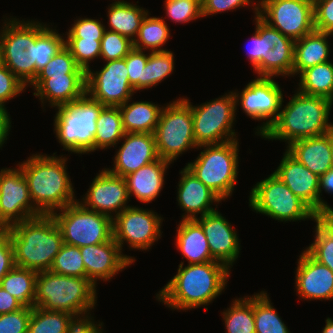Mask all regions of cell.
<instances>
[{"label":"cell","mask_w":333,"mask_h":333,"mask_svg":"<svg viewBox=\"0 0 333 333\" xmlns=\"http://www.w3.org/2000/svg\"><path fill=\"white\" fill-rule=\"evenodd\" d=\"M183 265L179 264L177 274L156 295L158 301L173 310L208 306L224 291L231 274L217 261Z\"/></svg>","instance_id":"1"},{"label":"cell","mask_w":333,"mask_h":333,"mask_svg":"<svg viewBox=\"0 0 333 333\" xmlns=\"http://www.w3.org/2000/svg\"><path fill=\"white\" fill-rule=\"evenodd\" d=\"M55 154L36 153L17 164L27 180L31 201L42 215H52L78 201L66 170L68 158Z\"/></svg>","instance_id":"2"},{"label":"cell","mask_w":333,"mask_h":333,"mask_svg":"<svg viewBox=\"0 0 333 333\" xmlns=\"http://www.w3.org/2000/svg\"><path fill=\"white\" fill-rule=\"evenodd\" d=\"M5 230L13 246L15 265L36 272L50 270L64 244L61 229L52 215L33 217Z\"/></svg>","instance_id":"3"},{"label":"cell","mask_w":333,"mask_h":333,"mask_svg":"<svg viewBox=\"0 0 333 333\" xmlns=\"http://www.w3.org/2000/svg\"><path fill=\"white\" fill-rule=\"evenodd\" d=\"M295 91L283 109L281 104L277 119L261 138L283 140L290 145L299 139L326 134L333 128L329 120L333 105L331 100Z\"/></svg>","instance_id":"4"},{"label":"cell","mask_w":333,"mask_h":333,"mask_svg":"<svg viewBox=\"0 0 333 333\" xmlns=\"http://www.w3.org/2000/svg\"><path fill=\"white\" fill-rule=\"evenodd\" d=\"M96 287L86 277L40 271L36 278L34 306L72 315L88 313L97 303Z\"/></svg>","instance_id":"5"},{"label":"cell","mask_w":333,"mask_h":333,"mask_svg":"<svg viewBox=\"0 0 333 333\" xmlns=\"http://www.w3.org/2000/svg\"><path fill=\"white\" fill-rule=\"evenodd\" d=\"M104 107L87 93L74 102L56 107L54 133L63 150L80 155L94 152L96 121Z\"/></svg>","instance_id":"6"},{"label":"cell","mask_w":333,"mask_h":333,"mask_svg":"<svg viewBox=\"0 0 333 333\" xmlns=\"http://www.w3.org/2000/svg\"><path fill=\"white\" fill-rule=\"evenodd\" d=\"M203 149L194 162L186 168L208 188L225 201L235 190L239 164V142L237 139L211 145H200Z\"/></svg>","instance_id":"7"},{"label":"cell","mask_w":333,"mask_h":333,"mask_svg":"<svg viewBox=\"0 0 333 333\" xmlns=\"http://www.w3.org/2000/svg\"><path fill=\"white\" fill-rule=\"evenodd\" d=\"M153 134L159 158L170 163L189 149L199 147L193 132L191 106L182 97L163 106Z\"/></svg>","instance_id":"8"},{"label":"cell","mask_w":333,"mask_h":333,"mask_svg":"<svg viewBox=\"0 0 333 333\" xmlns=\"http://www.w3.org/2000/svg\"><path fill=\"white\" fill-rule=\"evenodd\" d=\"M249 206L256 213L272 219L288 222L311 219L319 216L282 182L274 173L257 182L251 189Z\"/></svg>","instance_id":"9"},{"label":"cell","mask_w":333,"mask_h":333,"mask_svg":"<svg viewBox=\"0 0 333 333\" xmlns=\"http://www.w3.org/2000/svg\"><path fill=\"white\" fill-rule=\"evenodd\" d=\"M226 94V95H225ZM194 106H191L195 142L200 145L222 144L237 138L233 124L236 120V101L233 91Z\"/></svg>","instance_id":"10"},{"label":"cell","mask_w":333,"mask_h":333,"mask_svg":"<svg viewBox=\"0 0 333 333\" xmlns=\"http://www.w3.org/2000/svg\"><path fill=\"white\" fill-rule=\"evenodd\" d=\"M47 27L39 21L6 18L0 30L2 63L26 86L36 78V66L31 62L27 48Z\"/></svg>","instance_id":"11"},{"label":"cell","mask_w":333,"mask_h":333,"mask_svg":"<svg viewBox=\"0 0 333 333\" xmlns=\"http://www.w3.org/2000/svg\"><path fill=\"white\" fill-rule=\"evenodd\" d=\"M58 211L52 216L61 229L64 244L81 248L113 238V219L105 214L88 210L78 201Z\"/></svg>","instance_id":"12"},{"label":"cell","mask_w":333,"mask_h":333,"mask_svg":"<svg viewBox=\"0 0 333 333\" xmlns=\"http://www.w3.org/2000/svg\"><path fill=\"white\" fill-rule=\"evenodd\" d=\"M254 20L258 77L293 76L295 41L269 26L259 16H255Z\"/></svg>","instance_id":"13"},{"label":"cell","mask_w":333,"mask_h":333,"mask_svg":"<svg viewBox=\"0 0 333 333\" xmlns=\"http://www.w3.org/2000/svg\"><path fill=\"white\" fill-rule=\"evenodd\" d=\"M258 16L294 41L315 30L313 0H259Z\"/></svg>","instance_id":"14"},{"label":"cell","mask_w":333,"mask_h":333,"mask_svg":"<svg viewBox=\"0 0 333 333\" xmlns=\"http://www.w3.org/2000/svg\"><path fill=\"white\" fill-rule=\"evenodd\" d=\"M162 222L157 212L131 205L114 217L113 238L121 251L126 242L131 249L146 251L162 237Z\"/></svg>","instance_id":"15"},{"label":"cell","mask_w":333,"mask_h":333,"mask_svg":"<svg viewBox=\"0 0 333 333\" xmlns=\"http://www.w3.org/2000/svg\"><path fill=\"white\" fill-rule=\"evenodd\" d=\"M274 78L258 77L250 81L242 92L233 91L236 106L241 105L244 113L253 120H260L262 125L255 128V135L261 136L277 119L281 104H283V92Z\"/></svg>","instance_id":"16"},{"label":"cell","mask_w":333,"mask_h":333,"mask_svg":"<svg viewBox=\"0 0 333 333\" xmlns=\"http://www.w3.org/2000/svg\"><path fill=\"white\" fill-rule=\"evenodd\" d=\"M16 167L0 171V229L42 215L31 201L22 170Z\"/></svg>","instance_id":"17"},{"label":"cell","mask_w":333,"mask_h":333,"mask_svg":"<svg viewBox=\"0 0 333 333\" xmlns=\"http://www.w3.org/2000/svg\"><path fill=\"white\" fill-rule=\"evenodd\" d=\"M86 93L105 106H120L135 93L125 59L106 61L100 71L86 72Z\"/></svg>","instance_id":"18"},{"label":"cell","mask_w":333,"mask_h":333,"mask_svg":"<svg viewBox=\"0 0 333 333\" xmlns=\"http://www.w3.org/2000/svg\"><path fill=\"white\" fill-rule=\"evenodd\" d=\"M99 172L81 199L83 201L78 200V202L88 210L105 214L114 219L130 206H127L130 198L126 181L122 176L114 175L106 168Z\"/></svg>","instance_id":"19"},{"label":"cell","mask_w":333,"mask_h":333,"mask_svg":"<svg viewBox=\"0 0 333 333\" xmlns=\"http://www.w3.org/2000/svg\"><path fill=\"white\" fill-rule=\"evenodd\" d=\"M85 266L86 278L95 286L98 280L108 281L136 260L124 255L114 238L101 243L80 248Z\"/></svg>","instance_id":"20"},{"label":"cell","mask_w":333,"mask_h":333,"mask_svg":"<svg viewBox=\"0 0 333 333\" xmlns=\"http://www.w3.org/2000/svg\"><path fill=\"white\" fill-rule=\"evenodd\" d=\"M203 228L213 259L231 269L240 254L236 230L218 210L195 219Z\"/></svg>","instance_id":"21"},{"label":"cell","mask_w":333,"mask_h":333,"mask_svg":"<svg viewBox=\"0 0 333 333\" xmlns=\"http://www.w3.org/2000/svg\"><path fill=\"white\" fill-rule=\"evenodd\" d=\"M295 283L300 299H333V271L303 250L297 262Z\"/></svg>","instance_id":"22"},{"label":"cell","mask_w":333,"mask_h":333,"mask_svg":"<svg viewBox=\"0 0 333 333\" xmlns=\"http://www.w3.org/2000/svg\"><path fill=\"white\" fill-rule=\"evenodd\" d=\"M110 173L123 178L159 159L153 133H125Z\"/></svg>","instance_id":"23"},{"label":"cell","mask_w":333,"mask_h":333,"mask_svg":"<svg viewBox=\"0 0 333 333\" xmlns=\"http://www.w3.org/2000/svg\"><path fill=\"white\" fill-rule=\"evenodd\" d=\"M273 173L319 216V176L306 168L287 150Z\"/></svg>","instance_id":"24"},{"label":"cell","mask_w":333,"mask_h":333,"mask_svg":"<svg viewBox=\"0 0 333 333\" xmlns=\"http://www.w3.org/2000/svg\"><path fill=\"white\" fill-rule=\"evenodd\" d=\"M181 177L178 183L177 202L182 211L183 220H193L214 212L217 209L212 205L215 202L220 203L222 199L208 188L202 181L184 167L180 171Z\"/></svg>","instance_id":"25"},{"label":"cell","mask_w":333,"mask_h":333,"mask_svg":"<svg viewBox=\"0 0 333 333\" xmlns=\"http://www.w3.org/2000/svg\"><path fill=\"white\" fill-rule=\"evenodd\" d=\"M33 95L50 107H59L76 101L86 93V74H58L48 79H34L30 84Z\"/></svg>","instance_id":"26"},{"label":"cell","mask_w":333,"mask_h":333,"mask_svg":"<svg viewBox=\"0 0 333 333\" xmlns=\"http://www.w3.org/2000/svg\"><path fill=\"white\" fill-rule=\"evenodd\" d=\"M170 164L159 158L125 176L129 198L134 195L139 202L147 204L155 200L164 187L165 173Z\"/></svg>","instance_id":"27"},{"label":"cell","mask_w":333,"mask_h":333,"mask_svg":"<svg viewBox=\"0 0 333 333\" xmlns=\"http://www.w3.org/2000/svg\"><path fill=\"white\" fill-rule=\"evenodd\" d=\"M286 148L285 150L319 177L331 169L330 131L293 141Z\"/></svg>","instance_id":"28"},{"label":"cell","mask_w":333,"mask_h":333,"mask_svg":"<svg viewBox=\"0 0 333 333\" xmlns=\"http://www.w3.org/2000/svg\"><path fill=\"white\" fill-rule=\"evenodd\" d=\"M176 228L175 245L188 264H201L215 261L211 255L203 228L195 220H181Z\"/></svg>","instance_id":"29"},{"label":"cell","mask_w":333,"mask_h":333,"mask_svg":"<svg viewBox=\"0 0 333 333\" xmlns=\"http://www.w3.org/2000/svg\"><path fill=\"white\" fill-rule=\"evenodd\" d=\"M333 36L314 30L294 43L293 77L303 70L329 60L330 45L328 38Z\"/></svg>","instance_id":"30"},{"label":"cell","mask_w":333,"mask_h":333,"mask_svg":"<svg viewBox=\"0 0 333 333\" xmlns=\"http://www.w3.org/2000/svg\"><path fill=\"white\" fill-rule=\"evenodd\" d=\"M130 101L119 106L125 133H154L163 106L149 101Z\"/></svg>","instance_id":"31"},{"label":"cell","mask_w":333,"mask_h":333,"mask_svg":"<svg viewBox=\"0 0 333 333\" xmlns=\"http://www.w3.org/2000/svg\"><path fill=\"white\" fill-rule=\"evenodd\" d=\"M108 7L109 31L117 32L133 41L138 34L141 22L149 11L124 0H115Z\"/></svg>","instance_id":"32"},{"label":"cell","mask_w":333,"mask_h":333,"mask_svg":"<svg viewBox=\"0 0 333 333\" xmlns=\"http://www.w3.org/2000/svg\"><path fill=\"white\" fill-rule=\"evenodd\" d=\"M298 76L297 90L303 94L320 96L333 102V63L327 61L303 70Z\"/></svg>","instance_id":"33"},{"label":"cell","mask_w":333,"mask_h":333,"mask_svg":"<svg viewBox=\"0 0 333 333\" xmlns=\"http://www.w3.org/2000/svg\"><path fill=\"white\" fill-rule=\"evenodd\" d=\"M94 152L116 146L121 142L125 131L119 106H105L96 121Z\"/></svg>","instance_id":"34"},{"label":"cell","mask_w":333,"mask_h":333,"mask_svg":"<svg viewBox=\"0 0 333 333\" xmlns=\"http://www.w3.org/2000/svg\"><path fill=\"white\" fill-rule=\"evenodd\" d=\"M37 274L35 270L15 265L2 279L0 286L24 307H34Z\"/></svg>","instance_id":"35"},{"label":"cell","mask_w":333,"mask_h":333,"mask_svg":"<svg viewBox=\"0 0 333 333\" xmlns=\"http://www.w3.org/2000/svg\"><path fill=\"white\" fill-rule=\"evenodd\" d=\"M149 12L141 22L138 34L133 40V47L139 50L166 51L162 46L169 40L170 29L164 17H150Z\"/></svg>","instance_id":"36"},{"label":"cell","mask_w":333,"mask_h":333,"mask_svg":"<svg viewBox=\"0 0 333 333\" xmlns=\"http://www.w3.org/2000/svg\"><path fill=\"white\" fill-rule=\"evenodd\" d=\"M221 314L226 333H256L253 296L233 299L231 306Z\"/></svg>","instance_id":"37"},{"label":"cell","mask_w":333,"mask_h":333,"mask_svg":"<svg viewBox=\"0 0 333 333\" xmlns=\"http://www.w3.org/2000/svg\"><path fill=\"white\" fill-rule=\"evenodd\" d=\"M56 31L48 25L26 49L31 62L36 66V77L38 72L64 46V36Z\"/></svg>","instance_id":"38"},{"label":"cell","mask_w":333,"mask_h":333,"mask_svg":"<svg viewBox=\"0 0 333 333\" xmlns=\"http://www.w3.org/2000/svg\"><path fill=\"white\" fill-rule=\"evenodd\" d=\"M265 291L253 294L256 333H290Z\"/></svg>","instance_id":"39"},{"label":"cell","mask_w":333,"mask_h":333,"mask_svg":"<svg viewBox=\"0 0 333 333\" xmlns=\"http://www.w3.org/2000/svg\"><path fill=\"white\" fill-rule=\"evenodd\" d=\"M72 314L32 307L28 333H67Z\"/></svg>","instance_id":"40"},{"label":"cell","mask_w":333,"mask_h":333,"mask_svg":"<svg viewBox=\"0 0 333 333\" xmlns=\"http://www.w3.org/2000/svg\"><path fill=\"white\" fill-rule=\"evenodd\" d=\"M148 60L144 67L143 89L158 85L170 76L174 70V53L172 51H156L148 53Z\"/></svg>","instance_id":"41"},{"label":"cell","mask_w":333,"mask_h":333,"mask_svg":"<svg viewBox=\"0 0 333 333\" xmlns=\"http://www.w3.org/2000/svg\"><path fill=\"white\" fill-rule=\"evenodd\" d=\"M315 222V239L305 250L333 271V231L320 218Z\"/></svg>","instance_id":"42"},{"label":"cell","mask_w":333,"mask_h":333,"mask_svg":"<svg viewBox=\"0 0 333 333\" xmlns=\"http://www.w3.org/2000/svg\"><path fill=\"white\" fill-rule=\"evenodd\" d=\"M50 271L66 276L86 277L80 248L63 244L60 252L55 256Z\"/></svg>","instance_id":"43"},{"label":"cell","mask_w":333,"mask_h":333,"mask_svg":"<svg viewBox=\"0 0 333 333\" xmlns=\"http://www.w3.org/2000/svg\"><path fill=\"white\" fill-rule=\"evenodd\" d=\"M101 40L84 38H66L64 46L71 52L77 65L87 72L90 69V61L100 58Z\"/></svg>","instance_id":"44"},{"label":"cell","mask_w":333,"mask_h":333,"mask_svg":"<svg viewBox=\"0 0 333 333\" xmlns=\"http://www.w3.org/2000/svg\"><path fill=\"white\" fill-rule=\"evenodd\" d=\"M58 74H86L81 69L71 52L63 46L37 74L35 79H48Z\"/></svg>","instance_id":"45"},{"label":"cell","mask_w":333,"mask_h":333,"mask_svg":"<svg viewBox=\"0 0 333 333\" xmlns=\"http://www.w3.org/2000/svg\"><path fill=\"white\" fill-rule=\"evenodd\" d=\"M133 48L131 39L106 29L100 43V57L105 62L123 59Z\"/></svg>","instance_id":"46"},{"label":"cell","mask_w":333,"mask_h":333,"mask_svg":"<svg viewBox=\"0 0 333 333\" xmlns=\"http://www.w3.org/2000/svg\"><path fill=\"white\" fill-rule=\"evenodd\" d=\"M166 15L175 23H188L202 16V6L191 0H165Z\"/></svg>","instance_id":"47"},{"label":"cell","mask_w":333,"mask_h":333,"mask_svg":"<svg viewBox=\"0 0 333 333\" xmlns=\"http://www.w3.org/2000/svg\"><path fill=\"white\" fill-rule=\"evenodd\" d=\"M124 59L126 61L130 85L134 91L143 90V73L148 60V54H145L144 50L133 48Z\"/></svg>","instance_id":"48"},{"label":"cell","mask_w":333,"mask_h":333,"mask_svg":"<svg viewBox=\"0 0 333 333\" xmlns=\"http://www.w3.org/2000/svg\"><path fill=\"white\" fill-rule=\"evenodd\" d=\"M106 26L99 19L78 18L74 20L71 28L66 33V38H84L101 40Z\"/></svg>","instance_id":"49"},{"label":"cell","mask_w":333,"mask_h":333,"mask_svg":"<svg viewBox=\"0 0 333 333\" xmlns=\"http://www.w3.org/2000/svg\"><path fill=\"white\" fill-rule=\"evenodd\" d=\"M32 307L0 314V333H28V324L31 317Z\"/></svg>","instance_id":"50"},{"label":"cell","mask_w":333,"mask_h":333,"mask_svg":"<svg viewBox=\"0 0 333 333\" xmlns=\"http://www.w3.org/2000/svg\"><path fill=\"white\" fill-rule=\"evenodd\" d=\"M26 87L4 64L0 66V106L5 107L7 101L20 95Z\"/></svg>","instance_id":"51"},{"label":"cell","mask_w":333,"mask_h":333,"mask_svg":"<svg viewBox=\"0 0 333 333\" xmlns=\"http://www.w3.org/2000/svg\"><path fill=\"white\" fill-rule=\"evenodd\" d=\"M253 0H203L202 4V16H210L218 13H222L228 10H235L241 7L248 6L252 3V10L255 12V16L259 15V0L258 3L253 4Z\"/></svg>","instance_id":"52"},{"label":"cell","mask_w":333,"mask_h":333,"mask_svg":"<svg viewBox=\"0 0 333 333\" xmlns=\"http://www.w3.org/2000/svg\"><path fill=\"white\" fill-rule=\"evenodd\" d=\"M314 28L333 35V0H313Z\"/></svg>","instance_id":"53"},{"label":"cell","mask_w":333,"mask_h":333,"mask_svg":"<svg viewBox=\"0 0 333 333\" xmlns=\"http://www.w3.org/2000/svg\"><path fill=\"white\" fill-rule=\"evenodd\" d=\"M14 266V250L9 233L5 229H0V284Z\"/></svg>","instance_id":"54"},{"label":"cell","mask_w":333,"mask_h":333,"mask_svg":"<svg viewBox=\"0 0 333 333\" xmlns=\"http://www.w3.org/2000/svg\"><path fill=\"white\" fill-rule=\"evenodd\" d=\"M94 321L91 313L73 315L68 324L67 333H103V323Z\"/></svg>","instance_id":"55"},{"label":"cell","mask_w":333,"mask_h":333,"mask_svg":"<svg viewBox=\"0 0 333 333\" xmlns=\"http://www.w3.org/2000/svg\"><path fill=\"white\" fill-rule=\"evenodd\" d=\"M333 194V169L331 168L319 177V216L333 211L325 200L322 199V191Z\"/></svg>","instance_id":"56"},{"label":"cell","mask_w":333,"mask_h":333,"mask_svg":"<svg viewBox=\"0 0 333 333\" xmlns=\"http://www.w3.org/2000/svg\"><path fill=\"white\" fill-rule=\"evenodd\" d=\"M23 305L9 292L0 286V314H6L21 309Z\"/></svg>","instance_id":"57"},{"label":"cell","mask_w":333,"mask_h":333,"mask_svg":"<svg viewBox=\"0 0 333 333\" xmlns=\"http://www.w3.org/2000/svg\"><path fill=\"white\" fill-rule=\"evenodd\" d=\"M7 108L0 106V148L8 139L9 131L11 130V118L8 114Z\"/></svg>","instance_id":"58"},{"label":"cell","mask_w":333,"mask_h":333,"mask_svg":"<svg viewBox=\"0 0 333 333\" xmlns=\"http://www.w3.org/2000/svg\"><path fill=\"white\" fill-rule=\"evenodd\" d=\"M249 45H251V46L247 47L248 48L247 55L249 57L253 70L257 74V32L256 31L253 34V36L251 37Z\"/></svg>","instance_id":"59"},{"label":"cell","mask_w":333,"mask_h":333,"mask_svg":"<svg viewBox=\"0 0 333 333\" xmlns=\"http://www.w3.org/2000/svg\"><path fill=\"white\" fill-rule=\"evenodd\" d=\"M319 218L333 231V211H328Z\"/></svg>","instance_id":"60"},{"label":"cell","mask_w":333,"mask_h":333,"mask_svg":"<svg viewBox=\"0 0 333 333\" xmlns=\"http://www.w3.org/2000/svg\"><path fill=\"white\" fill-rule=\"evenodd\" d=\"M322 333H333V320L332 318L326 319V325L324 326Z\"/></svg>","instance_id":"61"},{"label":"cell","mask_w":333,"mask_h":333,"mask_svg":"<svg viewBox=\"0 0 333 333\" xmlns=\"http://www.w3.org/2000/svg\"><path fill=\"white\" fill-rule=\"evenodd\" d=\"M330 152H331V168L333 169V128L330 130Z\"/></svg>","instance_id":"62"},{"label":"cell","mask_w":333,"mask_h":333,"mask_svg":"<svg viewBox=\"0 0 333 333\" xmlns=\"http://www.w3.org/2000/svg\"><path fill=\"white\" fill-rule=\"evenodd\" d=\"M2 48H1V43H0V66L2 65Z\"/></svg>","instance_id":"63"},{"label":"cell","mask_w":333,"mask_h":333,"mask_svg":"<svg viewBox=\"0 0 333 333\" xmlns=\"http://www.w3.org/2000/svg\"><path fill=\"white\" fill-rule=\"evenodd\" d=\"M191 1L198 2L201 6H202V4H203V0H191Z\"/></svg>","instance_id":"64"}]
</instances>
